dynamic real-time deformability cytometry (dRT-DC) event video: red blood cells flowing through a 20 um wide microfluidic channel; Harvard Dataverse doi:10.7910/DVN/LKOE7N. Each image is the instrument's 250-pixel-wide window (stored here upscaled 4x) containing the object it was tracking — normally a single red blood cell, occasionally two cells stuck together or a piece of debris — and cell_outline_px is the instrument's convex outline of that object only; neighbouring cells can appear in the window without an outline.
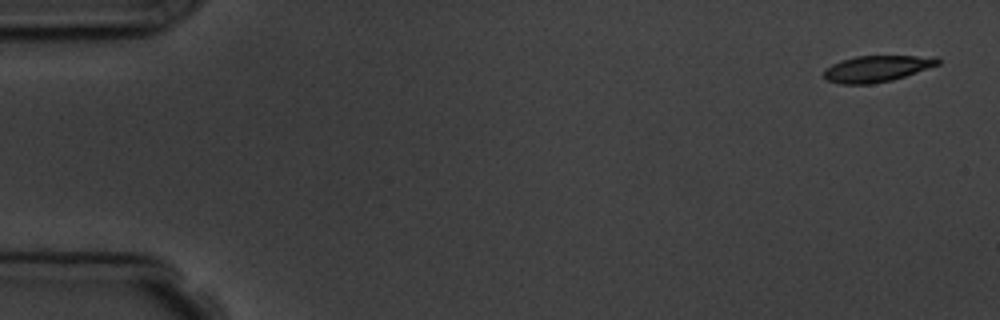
{"species": "common noctule bat (a hibernating species)", "species_latin": "Nyctalus noctula", "temperature_condition": "room temperature", "stored_images_in_passage": 4, "camera_frame_rate_fps": 3000, "um_per_image_px": 0.085, "animal": {"sex": "male", "body_mass_g": 19.5, "forearm_length_mm": 54.6}, "frame": {"image": 1, "passage_image": 1, "time_ms": 0.0, "image_size_px": [1000, 320], "cell_outline_px": [[940, 64], [892, 80], [872, 84], [840, 84], [828, 80], [824, 76], [824, 72], [832, 64], [840, 60], [856, 56], [936, 56], [940, 60]], "centroid_in_image_um": [74.54, 5.83], "position_along_channel_um": 10.5, "area_um2": 17.34}}